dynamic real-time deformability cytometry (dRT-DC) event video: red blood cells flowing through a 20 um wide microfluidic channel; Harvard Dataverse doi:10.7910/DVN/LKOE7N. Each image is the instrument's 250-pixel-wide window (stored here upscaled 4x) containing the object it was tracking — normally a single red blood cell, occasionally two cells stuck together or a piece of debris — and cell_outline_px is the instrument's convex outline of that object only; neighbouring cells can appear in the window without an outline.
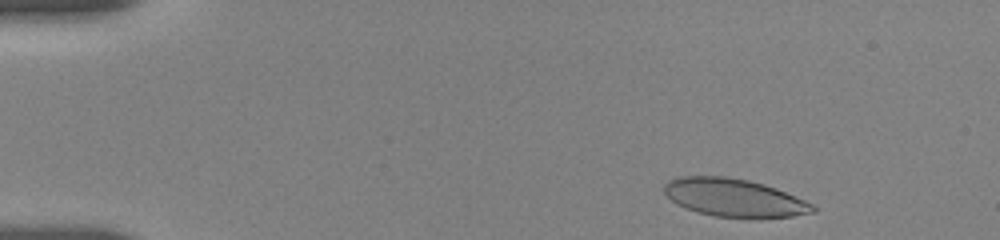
{"species": "human", "species_latin": "Homo sapiens", "temperature_condition": "room temperature", "stored_images_in_passage": 37, "camera_frame_rate_fps": 3000, "um_per_image_px": 0.085, "donor": {"sex": "female"}, "frame": {"image": 1, "passage_image": 3, "time_ms": 0.667, "image_size_px": [1000, 240], "cell_outline_px": [[816, 212], [792, 216], [756, 220], [712, 216], [696, 212], [676, 204], [664, 192], [664, 184], [668, 180], [676, 176], [724, 176], [748, 180], [764, 184], [776, 188], [804, 200], [812, 204], [816, 208]], "centroid_in_image_um": [62.4, 16.83], "position_along_channel_um": 22.6, "area_um2": 33.58}}
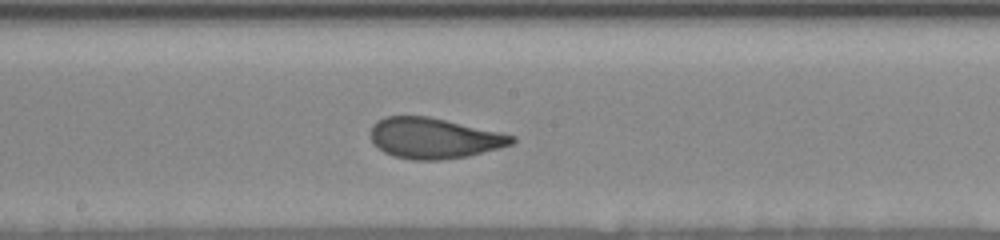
{"frame": {"image": 2, "passage_image": 23, "time_ms": 8.333, "image_size_px": [1000, 240], "cell_outline_px": [[516, 140], [512, 144], [500, 148], [468, 156], [440, 160], [412, 160], [392, 156], [376, 148], [372, 140], [372, 124], [376, 120], [384, 116], [428, 116], [500, 132], [516, 136]], "centroid_in_image_um": [36.87, 11.75], "position_along_channel_um": 211.3, "area_um2": 33.58}}
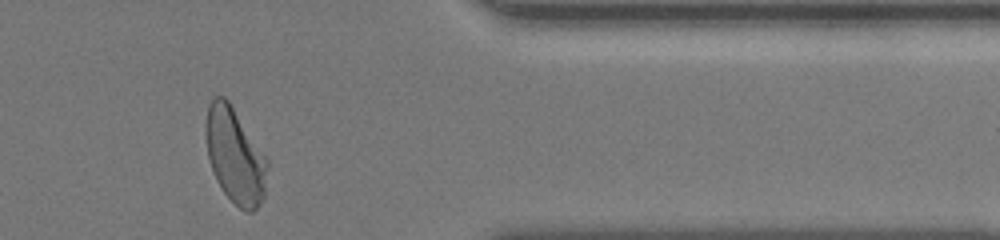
{"frame": {"image": 3, "passage_image": 36, "time_ms": 13.667, "image_size_px": [1000, 240], "cell_outline_px": [[268, 168], [264, 196], [260, 204], [252, 212], [244, 212], [224, 192], [216, 180], [208, 156], [204, 132], [204, 124], [208, 104], [216, 96], [224, 96], [228, 100], [268, 160]], "centroid_in_image_um": [19.96, 13.23], "position_along_channel_um": 391.4, "area_um2": 34.1}, "authors_computed_cell_mechanics": {"area_um2": 33.7552, "velocity_mm_per_s": 3.6678, "shape_relaxation_time_tau1_ms": 4.0677, "shape_relaxation_time_tau2_ms": 0.9238, "deformation_change_tau1": 0.1556, "deformation_change_tau2": 0.0844}}